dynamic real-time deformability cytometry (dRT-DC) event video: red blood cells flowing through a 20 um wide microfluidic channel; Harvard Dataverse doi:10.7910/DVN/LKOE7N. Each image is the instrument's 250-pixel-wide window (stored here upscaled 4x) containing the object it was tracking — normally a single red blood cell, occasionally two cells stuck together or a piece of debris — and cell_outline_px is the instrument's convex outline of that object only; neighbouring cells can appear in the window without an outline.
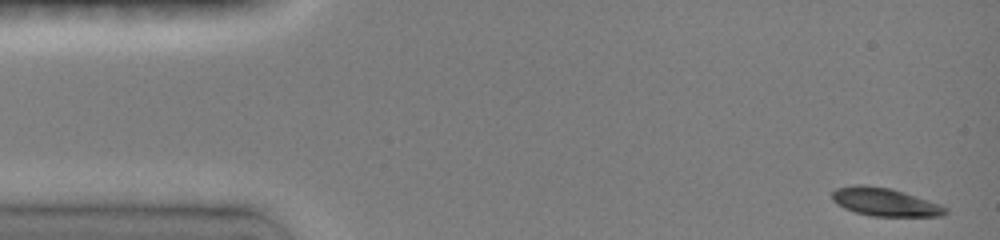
{"species": "common noctule bat (a hibernating species)", "species_latin": "Nyctalus noctula", "temperature_condition": "room temperature", "stored_images_in_passage": 17, "camera_frame_rate_fps": 3000, "um_per_image_px": 0.085, "animal": {"sex": "female", "body_mass_g": 19.0, "forearm_length_mm": 51.5}, "frame": {"image": 1, "passage_image": 1, "time_ms": 0.0, "image_size_px": [1000, 240], "cell_outline_px": [[948, 212], [944, 216], [872, 216], [856, 212], [844, 208], [836, 204], [832, 200], [832, 192], [836, 188], [852, 184], [864, 184], [892, 188], [940, 204], [948, 208]], "centroid_in_image_um": [75.2, 17.16], "position_along_channel_um": 9.8, "area_um2": 18.79}}
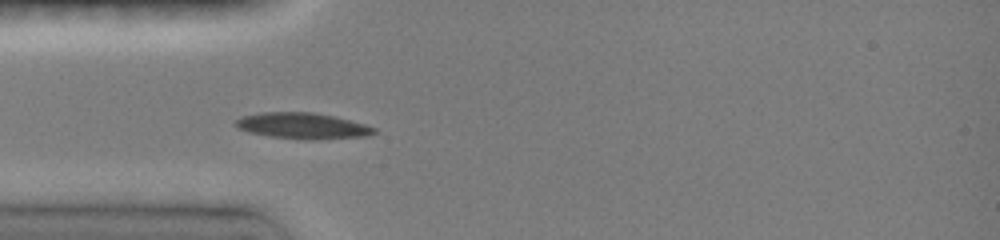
{"frame": {"image": 2, "passage_image": 9, "time_ms": 4.0, "image_size_px": [1000, 240], "cell_outline_px": [[376, 132], [368, 136], [312, 140], [300, 140], [268, 136], [248, 132], [236, 128], [232, 124], [240, 116], [260, 112], [312, 112], [336, 116], [364, 124], [376, 128]], "centroid_in_image_um": [25.67, 10.7], "position_along_channel_um": 59.3, "area_um2": 21.44}}
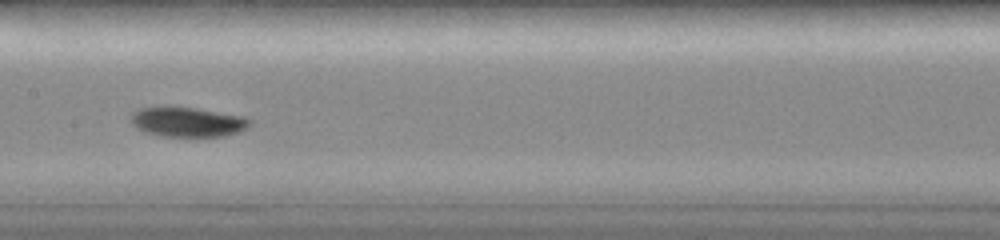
{"frame": {"image": 3, "passage_image": 15, "time_ms": 7.333, "image_size_px": [1000, 240], "cell_outline_px": [[252, 124], [248, 128], [240, 132], [224, 136], [160, 136], [136, 128], [132, 124], [132, 116], [140, 108], [164, 104], [168, 104], [196, 108], [244, 116], [252, 120]], "centroid_in_image_um": [15.98, 10.33], "position_along_channel_um": 191.4, "area_um2": 21.1}}